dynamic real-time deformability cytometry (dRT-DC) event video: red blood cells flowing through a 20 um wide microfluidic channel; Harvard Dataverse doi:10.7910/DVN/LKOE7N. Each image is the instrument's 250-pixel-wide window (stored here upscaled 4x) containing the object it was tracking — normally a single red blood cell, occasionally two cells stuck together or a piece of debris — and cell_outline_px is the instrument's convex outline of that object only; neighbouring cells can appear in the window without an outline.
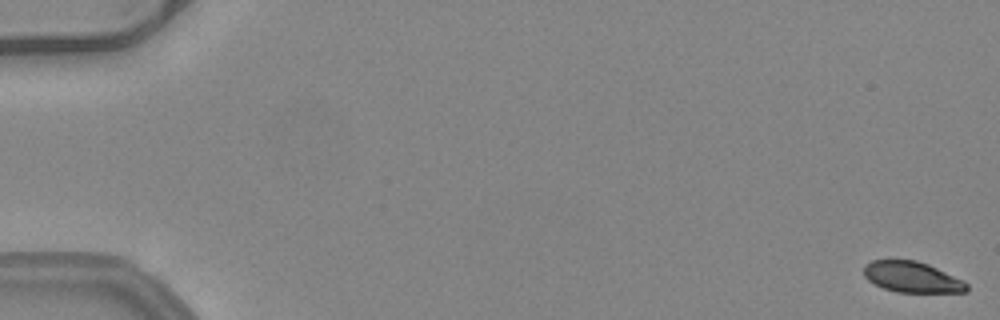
{"species": "common noctule bat (a hibernating species)", "species_latin": "Nyctalus noctula", "temperature_condition": "warm", "stored_images_in_passage": 18, "camera_frame_rate_fps": 3000, "um_per_image_px": 0.085, "animal": {"sex": "female", "body_mass_g": 24.6, "forearm_length_mm": 56.2}, "frame": {"image": 1, "passage_image": 1, "time_ms": 0.0, "image_size_px": [1000, 320], "cell_outline_px": [[968, 292], [896, 292], [884, 288], [868, 280], [864, 276], [864, 264], [872, 260], [916, 260], [928, 264], [964, 280], [968, 284]], "centroid_in_image_um": [77.54, 23.55], "position_along_channel_um": 7.5, "area_um2": 18.5}}
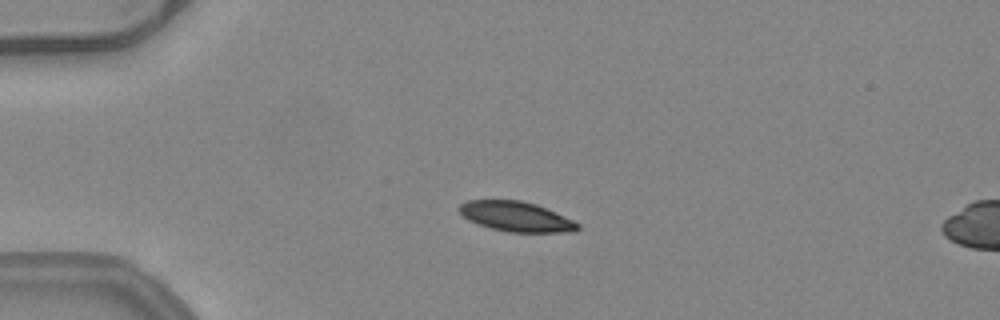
{"frame": {"image": 2, "passage_image": 14, "time_ms": 4.333, "image_size_px": [1000, 320], "cell_outline_px": [[580, 228], [576, 232], [508, 232], [492, 228], [468, 220], [456, 208], [460, 204], [468, 200], [520, 200], [536, 204], [572, 220], [580, 224]], "centroid_in_image_um": [43.87, 18.41], "position_along_channel_um": 41.1, "area_um2": 20.52}}